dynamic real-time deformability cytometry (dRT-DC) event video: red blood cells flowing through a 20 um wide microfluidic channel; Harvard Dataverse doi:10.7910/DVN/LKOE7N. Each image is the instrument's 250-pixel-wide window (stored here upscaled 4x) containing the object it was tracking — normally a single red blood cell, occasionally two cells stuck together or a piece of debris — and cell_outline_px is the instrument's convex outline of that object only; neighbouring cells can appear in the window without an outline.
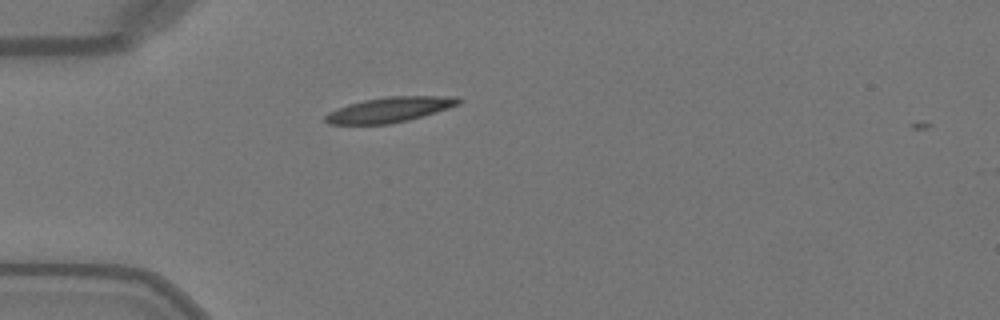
{"species": "Egyptian fruit bat (a non-hibernating species)", "species_latin": "Rousettus aegyptiacus", "temperature_condition": "warm", "stored_images_in_passage": 39, "camera_frame_rate_fps": 3000, "um_per_image_px": 0.085, "animal": {"sex": "female"}, "frame": {"image": 1, "passage_image": 3, "time_ms": 0.667, "image_size_px": [1000, 320], "cell_outline_px": [[464, 100], [460, 104], [448, 108], [408, 120], [388, 124], [328, 124], [324, 120], [324, 116], [328, 112], [348, 104], [364, 100], [388, 96], [456, 96]], "centroid_in_image_um": [33.12, 9.31], "position_along_channel_um": 51.9, "area_um2": 19.48}}
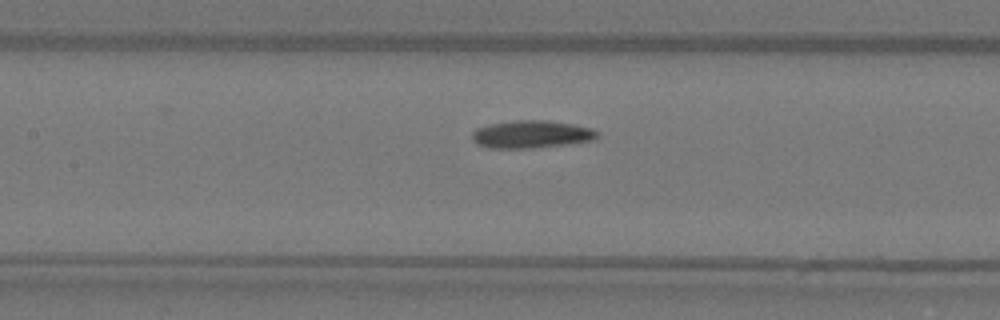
{"frame": {"image": 2, "passage_image": 12, "time_ms": 3.667, "image_size_px": [1000, 320], "cell_outline_px": [[596, 136], [592, 140], [564, 144], [532, 148], [492, 148], [480, 144], [472, 136], [472, 132], [476, 128], [488, 124], [512, 120], [544, 120], [572, 124], [592, 128], [596, 132]], "centroid_in_image_um": [45.13, 11.4], "position_along_channel_um": 162.3, "area_um2": 19.77}}
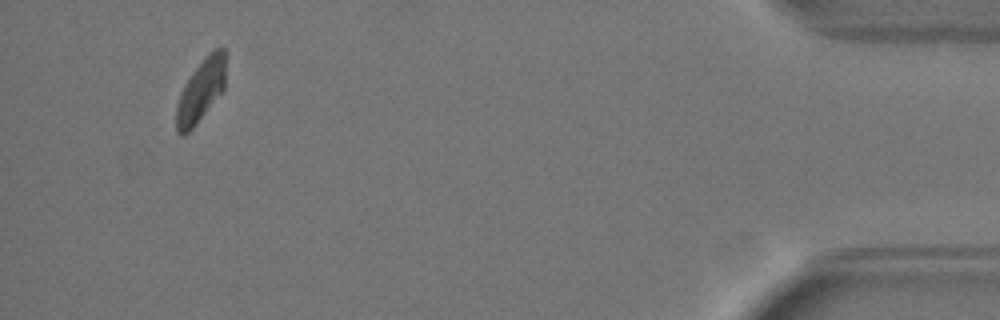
{"frame": {"image": 3, "passage_image": 36, "time_ms": 11.667, "image_size_px": [1000, 320], "cell_outline_px": [[224, 88], [196, 124], [184, 136], [180, 136], [176, 132], [176, 104], [180, 92], [184, 84], [192, 72], [208, 52], [216, 48], [224, 48]], "centroid_in_image_um": [17.02, 7.72], "position_along_channel_um": 418.2, "area_um2": 17.8}, "authors_computed_cell_mechanics": {"area_um2": 19.1896, "velocity_mm_per_s": 4.0749, "shape_relaxation_time_tau1_ms": 3.677, "shape_relaxation_time_tau2_ms": null, "deformation_change_tau1": 0.1463, "deformation_change_tau2": null}}